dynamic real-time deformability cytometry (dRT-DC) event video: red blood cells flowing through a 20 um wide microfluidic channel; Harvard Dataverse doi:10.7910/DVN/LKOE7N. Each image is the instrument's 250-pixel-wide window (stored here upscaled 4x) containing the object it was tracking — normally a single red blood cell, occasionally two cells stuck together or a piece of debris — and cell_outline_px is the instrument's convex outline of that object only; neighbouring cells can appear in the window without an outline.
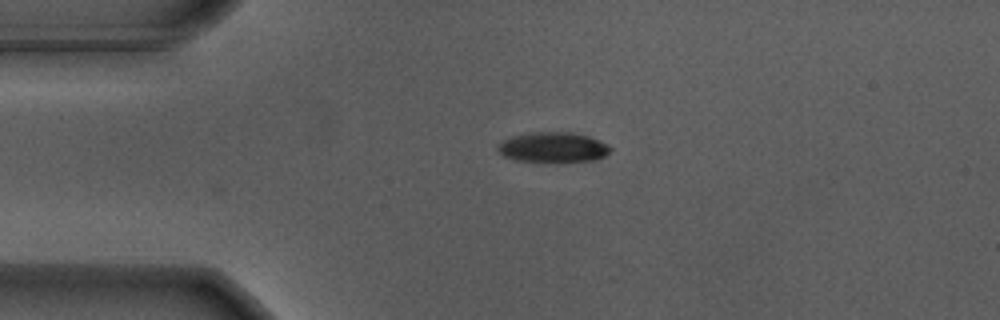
{"species": "Egyptian fruit bat (a non-hibernating species)", "species_latin": "Rousettus aegyptiacus", "temperature_condition": "warm", "stored_images_in_passage": 31, "camera_frame_rate_fps": 3000, "um_per_image_px": 0.085, "animal": {"sex": "male"}, "frame": {"image": 1, "passage_image": 1, "time_ms": 0.0, "image_size_px": [1000, 320], "cell_outline_px": [[612, 148], [604, 156], [592, 160], [516, 160], [504, 156], [496, 148], [508, 136], [532, 132], [572, 132], [588, 136], [600, 140], [608, 144]], "centroid_in_image_um": [47.0, 12.48], "position_along_channel_um": 38.0, "area_um2": 19.25}}
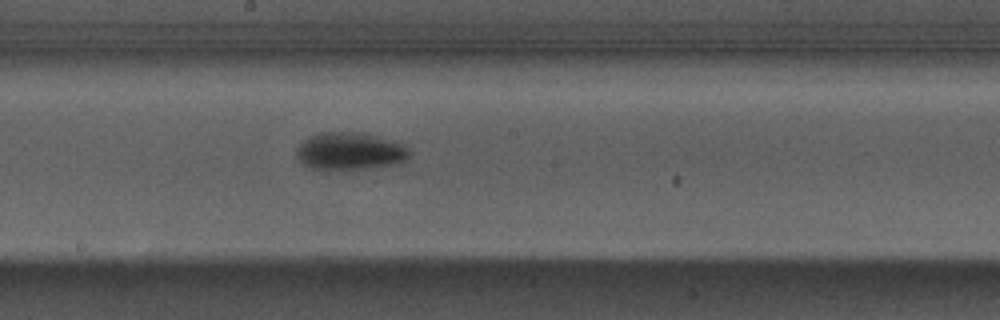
{"frame": {"image": 2, "passage_image": 18, "time_ms": 5.667, "image_size_px": [1000, 320], "cell_outline_px": [[412, 152], [400, 164], [344, 172], [320, 172], [308, 168], [296, 156], [296, 152], [300, 144], [304, 140], [320, 132], [352, 132], [376, 136], [400, 144], [408, 148]], "centroid_in_image_um": [29.7, 12.93], "position_along_channel_um": 218.5, "area_um2": 25.37}}
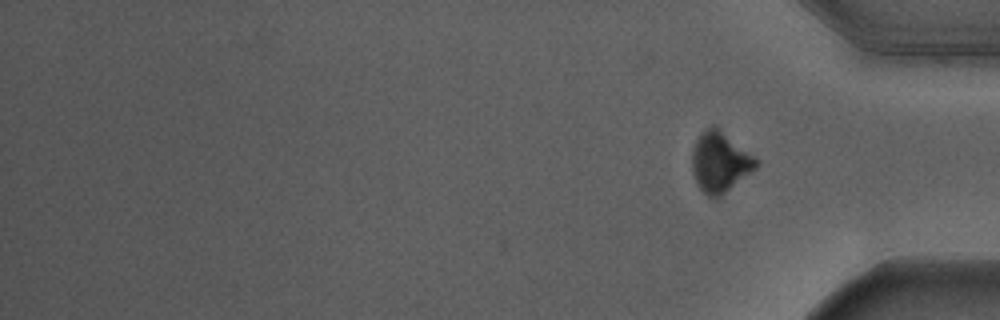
{"frame": {"image": 3, "passage_image": 31, "time_ms": 10.0, "image_size_px": [1000, 320], "cell_outline_px": [[760, 164], [756, 168], [716, 200], [708, 196], [696, 184], [692, 172], [692, 152], [696, 140], [708, 128], [716, 124], [756, 156], [760, 160]], "centroid_in_image_um": [61.23, 13.77], "position_along_channel_um": 374.0, "area_um2": 22.89}, "authors_computed_cell_mechanics": {"area_um2": 23.0622, "velocity_mm_per_s": 3.709, "shape_relaxation_time_tau1_ms": 2.047, "shape_relaxation_time_tau2_ms": null, "deformation_change_tau1": 0.1443, "deformation_change_tau2": null}}